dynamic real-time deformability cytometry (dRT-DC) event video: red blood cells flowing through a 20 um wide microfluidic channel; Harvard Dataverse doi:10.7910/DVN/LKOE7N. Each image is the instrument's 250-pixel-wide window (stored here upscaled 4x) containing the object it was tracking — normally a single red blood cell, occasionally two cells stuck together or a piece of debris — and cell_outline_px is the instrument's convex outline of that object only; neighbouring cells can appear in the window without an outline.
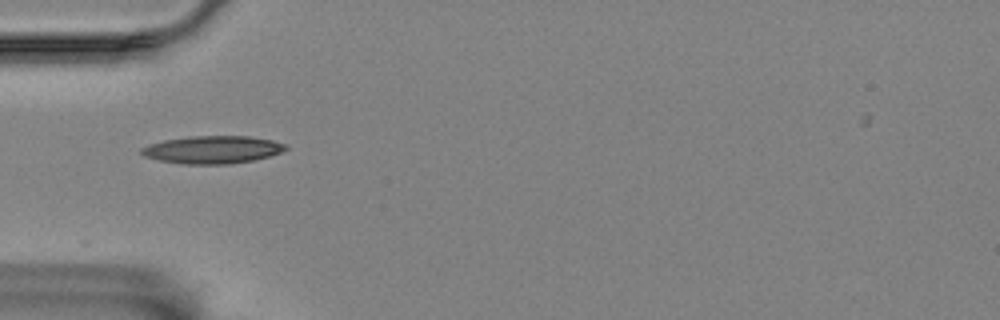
{"species": "Egyptian fruit bat (a non-hibernating species)", "species_latin": "Rousettus aegyptiacus", "temperature_condition": "room temperature", "stored_images_in_passage": 8, "camera_frame_rate_fps": 3000, "um_per_image_px": 0.085, "animal": {"sex": "female"}, "frame": {"image": 1, "passage_image": 1, "time_ms": 0.0, "image_size_px": [1000, 320], "cell_outline_px": [[288, 148], [280, 152], [268, 156], [252, 160], [228, 164], [184, 164], [160, 160], [144, 156], [140, 152], [140, 148], [148, 144], [164, 140], [188, 136], [248, 136], [272, 140], [284, 144]], "centroid_in_image_um": [18.02, 12.71], "position_along_channel_um": 67.0, "area_um2": 23.12}}
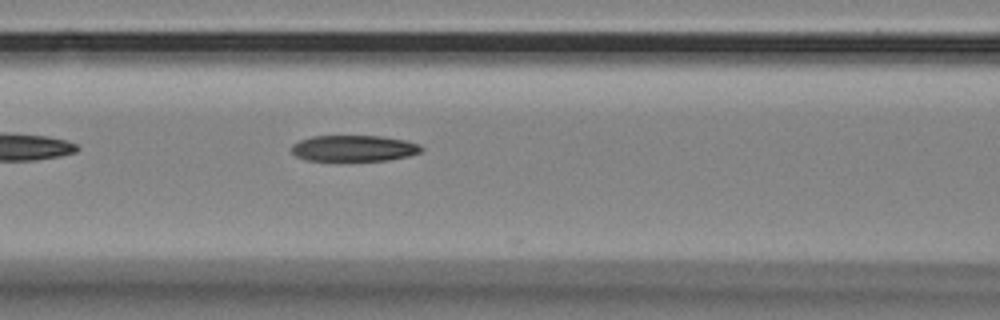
{"frame": {"image": 2, "passage_image": 7, "time_ms": 2.0, "image_size_px": [1000, 320], "cell_outline_px": [[424, 148], [420, 152], [408, 156], [388, 160], [304, 160], [296, 156], [292, 152], [292, 144], [300, 140], [312, 136], [380, 136], [404, 140], [420, 144]], "centroid_in_image_um": [30.08, 12.6], "position_along_channel_um": 136.5, "area_um2": 19.65}}